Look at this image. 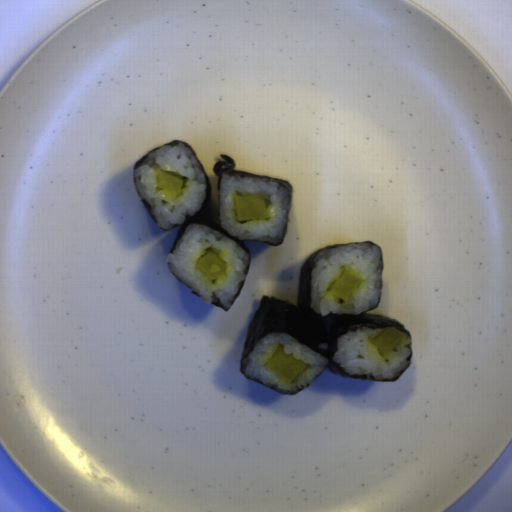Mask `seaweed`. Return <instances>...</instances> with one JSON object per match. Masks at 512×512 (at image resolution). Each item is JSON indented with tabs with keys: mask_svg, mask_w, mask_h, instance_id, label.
Instances as JSON below:
<instances>
[{
	"mask_svg": "<svg viewBox=\"0 0 512 512\" xmlns=\"http://www.w3.org/2000/svg\"><path fill=\"white\" fill-rule=\"evenodd\" d=\"M349 243L333 244L318 249L309 256L301 266L297 281V304H292L284 298L263 295L260 298L259 306L248 326L247 334L243 344L239 359L240 372L247 379L268 387L260 382L245 376L243 367L247 356L259 341L266 334L287 333L297 339L319 355L329 359L328 366L321 374L328 370L332 374L373 382H394L399 379L409 368L412 356V337L407 328L396 319L383 314L368 313L374 308L362 313H328L317 314L312 307V270L316 259L320 254L328 249L337 248ZM376 308V307H375ZM366 327L396 328L411 339V356L408 366L402 374L392 379H373L358 374H348L340 368L333 360L334 351L340 338L347 333L357 331ZM320 374V375H321ZM319 375V376H320ZM318 376V377H319ZM317 377V378H318ZM316 378V379H317ZM315 379V380H316ZM314 380V381H315ZM314 381L305 388L293 394L301 393L308 388ZM270 388V387H268ZM277 391L273 388H270ZM279 392V391H277ZM281 393V392H279ZM286 395L287 393H281Z\"/></svg>",
	"mask_w": 512,
	"mask_h": 512,
	"instance_id": "1faa68ee",
	"label": "seaweed"
},
{
	"mask_svg": "<svg viewBox=\"0 0 512 512\" xmlns=\"http://www.w3.org/2000/svg\"><path fill=\"white\" fill-rule=\"evenodd\" d=\"M184 145L185 147H187L188 149H190L198 163V165L200 166L205 178H206V195H205V202L203 204V207L201 210H199L198 212H196L194 215H192L191 217L190 216H187L184 220L183 223H181L180 225L178 226H175L169 230H164V231H170L172 229H175L177 228L178 229V233H177V237L169 251V253H172L174 248L176 247L177 243L179 242L180 238L182 237V235L184 234V232L187 230L188 227H190L191 225L193 224H200V225H206L208 226L209 228L213 229L214 231L218 232L219 234L223 235L224 237H226L227 239H229L230 241H232L233 243H235L237 246H239L240 248H242L247 256V261H246V266H245V270H244V275H243V279H242V283L240 285V288L238 290V293L233 301V303L231 304V306L229 308H223L222 306H220L218 303H215V302H212L216 307L224 310L225 312L227 310H229L230 308H232L236 302V300L238 299L240 293H241V290L243 288V285H244V282H245V279H246V276H247V273H248V270H249V267H250V259H251V252L248 248V246L245 244V242H261V243H264V244H268V245H271V246H278V245H281L282 243L285 242V239H286V234H287V228H288V223H289V217H290V209H291V202H292V194H293V189H292V186L289 182H287L286 180H282V179H278V178H273V177H269V176H265V175H261V174H256V173H251V172H245V171H240V170H235V164H234V160L232 159L231 156H228V155H219L216 163H215V167H214V170L213 172L216 174L217 176V181H218V203L216 205H214L212 203V196H213V189H212V185H211V181H210V178L208 176V174L206 173L204 167L202 166L195 150L193 149V147L190 145L189 142H186V141H183V140H180V139H173L172 141H170L169 143L163 145V146H167V145ZM162 147V146H160ZM160 147L154 149V150H151L149 151L148 153H146L144 156H142L141 158H139L136 163L134 164L133 168H132V172H131V178H132V184H133V187H134V181H133V170L134 168H137L139 166H141L146 157L148 156L149 153L159 149ZM229 174V175H234V176H239V177H263V178H267V179H270V180H274V181H278L280 184H282L287 192V214H286V226H285V234L281 240L280 243H275V242H268V241H261V240H240L236 237H233L231 236L230 234H228L227 232H225L221 227H220V180H221V176L223 174ZM135 189V188H134ZM136 191V190H135ZM137 193V192H136ZM138 195V193H137ZM139 197V195H138ZM140 201L142 203V205L144 206L146 212L148 213L149 217L153 220V222L156 224L151 212H150V209H151V206L150 204L145 201L144 199L140 198ZM159 229H162L160 228L159 226H157ZM163 230V229H162Z\"/></svg>",
	"mask_w": 512,
	"mask_h": 512,
	"instance_id": "45ffbabd",
	"label": "seaweed"
}]
</instances>
